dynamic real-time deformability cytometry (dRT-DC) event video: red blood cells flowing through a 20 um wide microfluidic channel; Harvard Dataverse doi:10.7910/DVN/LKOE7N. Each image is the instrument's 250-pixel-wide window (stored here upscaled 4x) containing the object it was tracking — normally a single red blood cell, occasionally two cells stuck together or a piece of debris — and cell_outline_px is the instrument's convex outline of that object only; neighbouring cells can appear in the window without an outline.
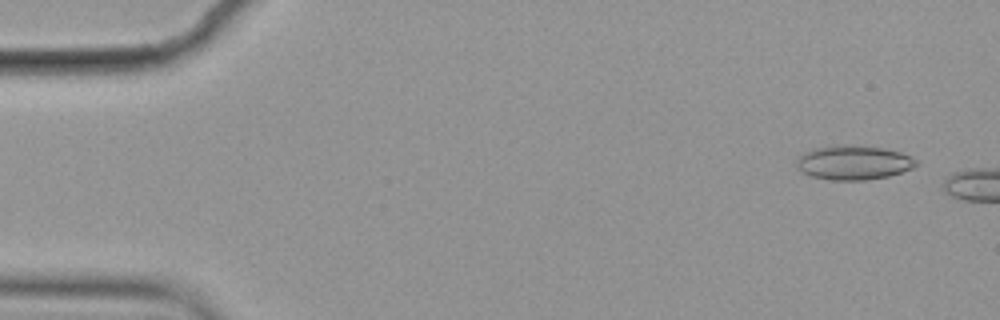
{"species": "common noctule bat (a hibernating species)", "species_latin": "Nyctalus noctula", "temperature_condition": "cold", "stored_images_in_passage": 17, "camera_frame_rate_fps": 3000, "um_per_image_px": 0.085, "animal": {"sex": "female", "body_mass_g": 19.9}, "frame": {"image": 1, "passage_image": 3, "time_ms": 0.667, "image_size_px": [1000, 320], "cell_outline_px": [[920, 164], [912, 168], [888, 176], [868, 180], [828, 180], [808, 176], [800, 172], [796, 168], [796, 156], [812, 148], [836, 144], [852, 144], [884, 148], [900, 152], [912, 156]], "centroid_in_image_um": [72.48, 13.81], "position_along_channel_um": 12.5, "area_um2": 24.62}}